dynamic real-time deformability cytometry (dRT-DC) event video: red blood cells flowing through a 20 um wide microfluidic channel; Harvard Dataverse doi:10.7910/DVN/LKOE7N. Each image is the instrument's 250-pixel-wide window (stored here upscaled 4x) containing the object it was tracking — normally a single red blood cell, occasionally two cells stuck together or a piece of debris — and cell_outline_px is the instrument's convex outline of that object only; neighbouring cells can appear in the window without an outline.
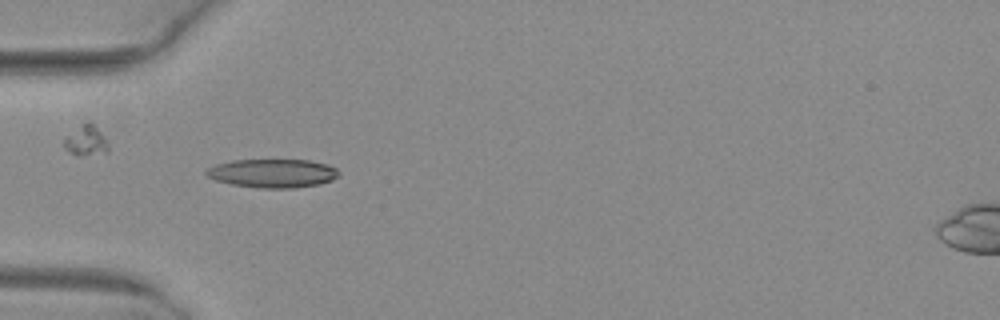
{"species": "common noctule bat (a hibernating species)", "species_latin": "Nyctalus noctula", "temperature_condition": "warm", "stored_images_in_passage": 6, "camera_frame_rate_fps": 3000, "um_per_image_px": 0.085, "animal": {"sex": "female", "body_mass_g": 29.2, "forearm_length_mm": 56.3}, "frame": {"image": 1, "passage_image": 5, "time_ms": 1.333, "image_size_px": [1000, 320], "cell_outline_px": [[340, 176], [332, 180], [320, 184], [292, 188], [260, 188], [232, 184], [216, 180], [208, 176], [204, 172], [208, 168], [216, 164], [232, 160], [308, 160], [328, 164], [336, 168], [340, 172]], "centroid_in_image_um": [23.21, 14.72], "position_along_channel_um": 61.8, "area_um2": 22.14}}
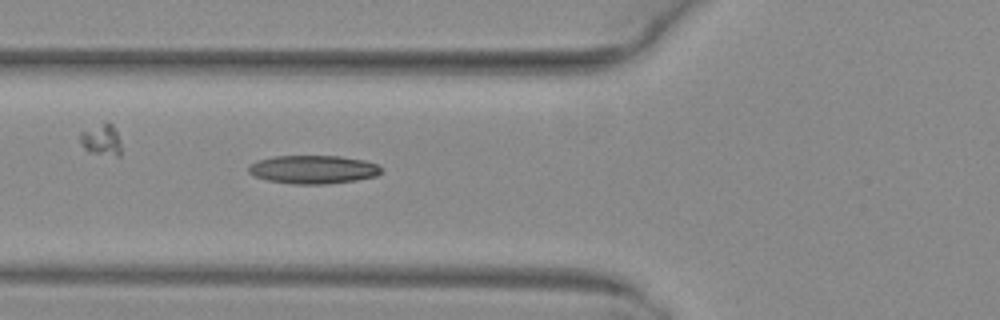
{"frame": {"image": 2, "passage_image": 6, "time_ms": 1.667, "image_size_px": [1000, 320], "cell_outline_px": [[380, 172], [376, 176], [356, 180], [328, 184], [292, 184], [268, 180], [256, 176], [248, 172], [248, 164], [256, 160], [272, 156], [340, 156], [364, 160], [376, 164], [380, 168]], "centroid_in_image_um": [26.57, 14.4], "position_along_channel_um": 99.2, "area_um2": 21.96}}